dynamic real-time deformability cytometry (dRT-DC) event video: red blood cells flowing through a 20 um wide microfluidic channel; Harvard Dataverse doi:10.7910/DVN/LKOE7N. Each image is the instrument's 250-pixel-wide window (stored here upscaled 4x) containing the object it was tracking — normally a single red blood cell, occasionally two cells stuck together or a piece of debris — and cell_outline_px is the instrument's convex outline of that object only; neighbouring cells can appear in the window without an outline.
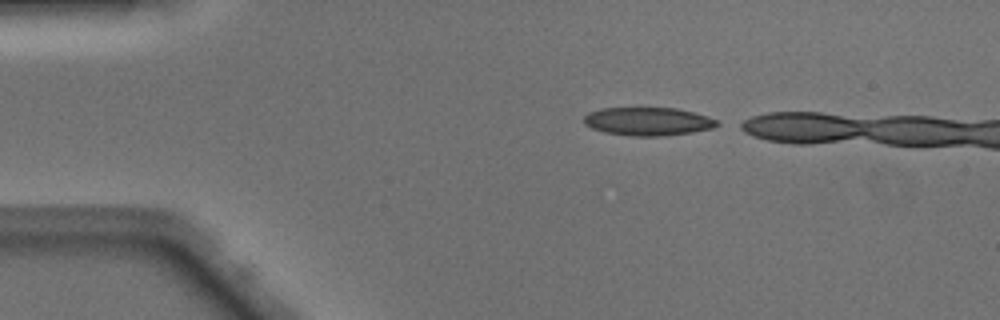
{"species": "Egyptian fruit bat (a non-hibernating species)", "species_latin": "Rousettus aegyptiacus", "temperature_condition": "warm", "stored_images_in_passage": 6, "camera_frame_rate_fps": 3000, "um_per_image_px": 0.085, "animal": {"sex": "male"}, "frame": {"image": 1, "passage_image": 1, "time_ms": 0.0, "image_size_px": [1000, 320], "cell_outline_px": [[720, 124], [712, 128], [692, 132], [664, 136], [632, 136], [604, 132], [592, 128], [584, 124], [584, 116], [588, 112], [600, 108], [676, 108], [708, 116], [716, 120]], "centroid_in_image_um": [55.05, 10.32], "position_along_channel_um": 29.9, "area_um2": 21.91}}